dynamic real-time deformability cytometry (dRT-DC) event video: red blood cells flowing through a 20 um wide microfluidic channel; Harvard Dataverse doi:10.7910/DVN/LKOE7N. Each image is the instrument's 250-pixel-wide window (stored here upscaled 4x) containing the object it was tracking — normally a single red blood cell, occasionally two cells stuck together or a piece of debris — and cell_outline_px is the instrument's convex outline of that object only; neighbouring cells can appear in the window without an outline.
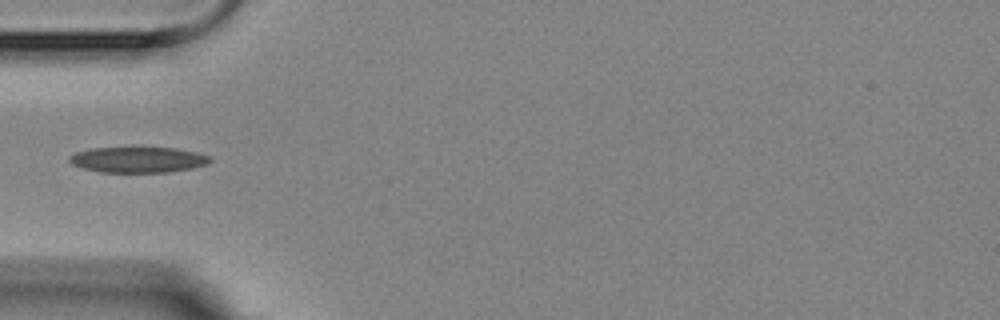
{"species": "Egyptian fruit bat (a non-hibernating species)", "species_latin": "Rousettus aegyptiacus", "temperature_condition": "room temperature", "stored_images_in_passage": 13, "camera_frame_rate_fps": 3000, "um_per_image_px": 0.085, "animal": {"sex": "female"}, "frame": {"image": 1, "passage_image": 2, "time_ms": 1.667, "image_size_px": [1000, 320], "cell_outline_px": [[212, 160], [208, 164], [192, 168], [168, 172], [100, 172], [80, 168], [72, 164], [68, 160], [68, 156], [76, 152], [92, 148], [176, 148], [196, 152], [212, 156]], "centroid_in_image_um": [11.73, 13.58], "position_along_channel_um": 73.3, "area_um2": 21.15}}
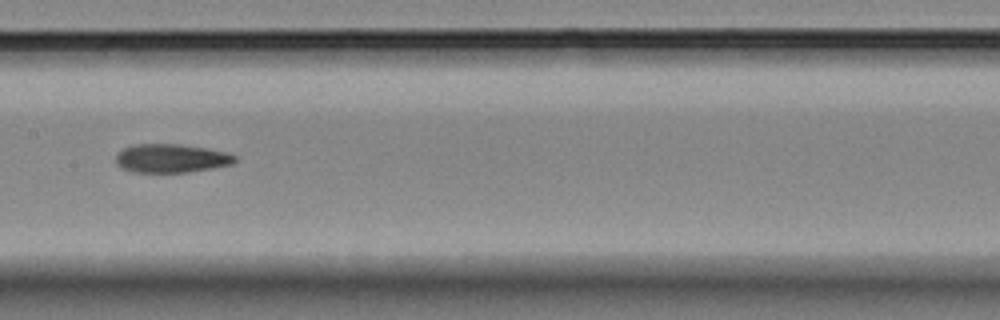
{"frame": {"image": 2, "passage_image": 5, "time_ms": 5.0, "image_size_px": [1000, 320], "cell_outline_px": [[236, 160], [232, 164], [212, 168], [188, 172], [132, 172], [120, 168], [116, 164], [116, 156], [124, 148], [132, 144], [180, 144], [208, 148], [228, 152], [236, 156]], "centroid_in_image_um": [14.55, 13.45], "position_along_channel_um": 192.8, "area_um2": 20.0}}
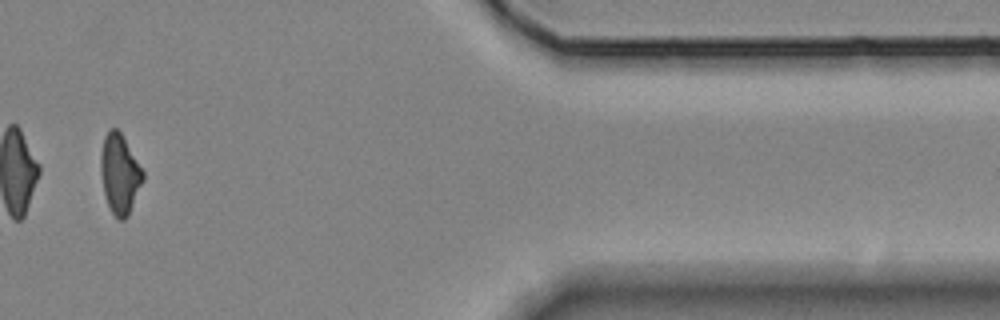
{"frame": {"image": 3, "passage_image": 11, "time_ms": 12.0, "image_size_px": [1000, 320], "cell_outline_px": [[144, 180], [128, 216], [124, 220], [116, 220], [108, 204], [104, 192], [100, 172], [100, 152], [104, 136], [108, 128], [116, 128], [120, 132], [144, 172]], "centroid_in_image_um": [10.16, 14.79], "position_along_channel_um": 401.2, "area_um2": 19.65}, "authors_computed_cell_mechanics": {"area_um2": 20.519, "velocity_mm_per_s": 3.5594, "shape_relaxation_time_tau1_ms": 6.1654, "shape_relaxation_time_tau2_ms": 5.9669, "deformation_change_tau1": 0.1933, "deformation_change_tau2": 0.1527}}